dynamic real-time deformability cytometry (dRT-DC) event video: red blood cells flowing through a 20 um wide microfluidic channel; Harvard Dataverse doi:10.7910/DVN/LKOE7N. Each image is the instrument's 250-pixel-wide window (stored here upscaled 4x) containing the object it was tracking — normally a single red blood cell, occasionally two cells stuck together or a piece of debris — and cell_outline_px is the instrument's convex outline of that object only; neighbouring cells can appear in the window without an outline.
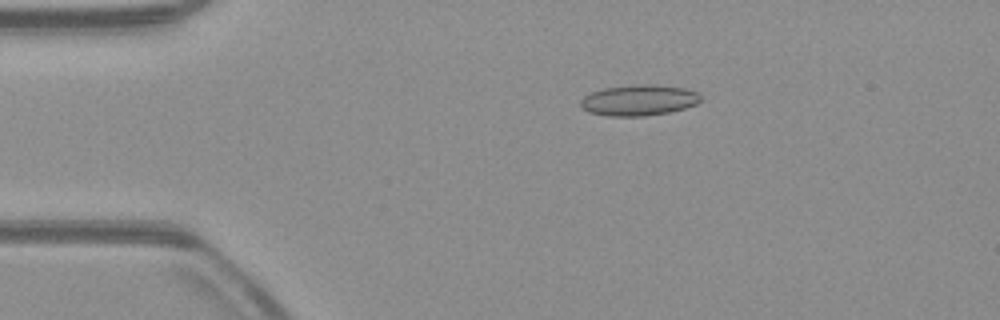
{"species": "common noctule bat (a hibernating species)", "species_latin": "Nyctalus noctula", "temperature_condition": "warm", "stored_images_in_passage": 52, "camera_frame_rate_fps": 3000, "um_per_image_px": 0.085, "animal": {"sex": "male", "body_mass_g": 23.1, "forearm_length_mm": 52.7}, "frame": {"image": 1, "passage_image": 10, "time_ms": 3.0, "image_size_px": [1000, 320], "cell_outline_px": [[700, 100], [696, 104], [684, 108], [668, 112], [644, 116], [608, 116], [588, 112], [580, 108], [580, 100], [584, 96], [592, 92], [604, 88], [636, 84], [656, 84], [684, 88], [700, 92]], "centroid_in_image_um": [54.28, 8.51], "position_along_channel_um": 30.7, "area_um2": 21.73}}
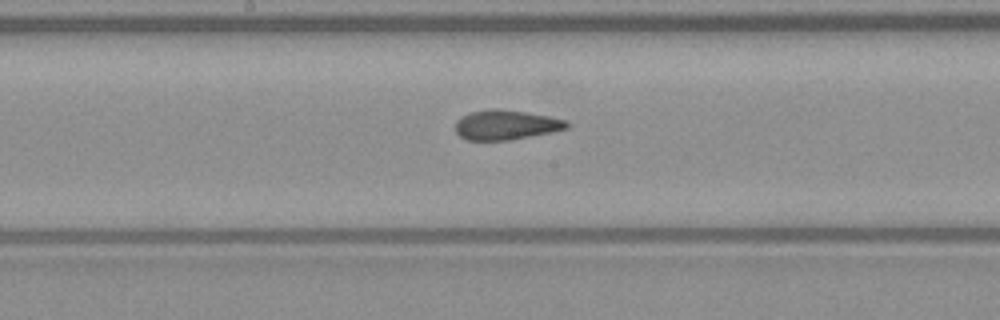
{"frame": {"image": 2, "passage_image": 27, "time_ms": 8.667, "image_size_px": [1000, 320], "cell_outline_px": [[568, 128], [552, 132], [512, 140], [464, 140], [456, 132], [456, 120], [460, 116], [468, 112], [492, 108], [500, 108], [548, 116], [568, 120]], "centroid_in_image_um": [42.98, 10.61], "position_along_channel_um": 205.2, "area_um2": 19.54}}
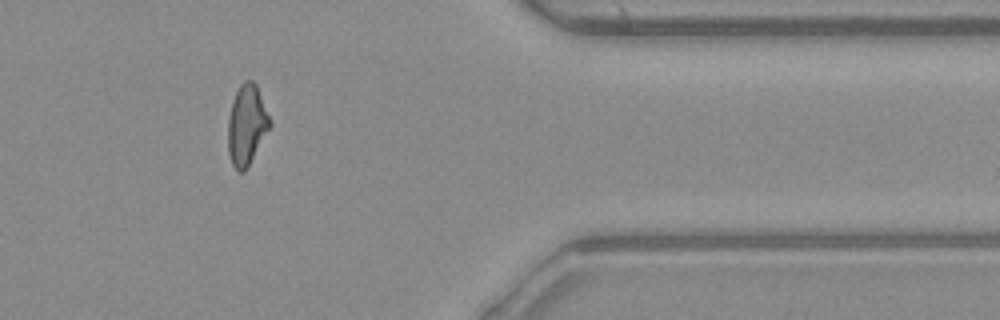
{"frame": {"image": 3, "passage_image": 43, "time_ms": 14.0, "image_size_px": [1000, 320], "cell_outline_px": [[272, 124], [248, 168], [244, 172], [236, 172], [232, 164], [228, 152], [228, 120], [232, 100], [240, 84], [244, 80], [252, 80], [256, 84], [272, 120]], "centroid_in_image_um": [20.98, 10.64], "position_along_channel_um": 390.4, "area_um2": 19.94}, "authors_computed_cell_mechanics": {"area_um2": 19.8543, "velocity_mm_per_s": 3.9467, "shape_relaxation_time_tau1_ms": null, "shape_relaxation_time_tau2_ms": 1.8725, "deformation_change_tau1": null, "deformation_change_tau2": 0.0772}}